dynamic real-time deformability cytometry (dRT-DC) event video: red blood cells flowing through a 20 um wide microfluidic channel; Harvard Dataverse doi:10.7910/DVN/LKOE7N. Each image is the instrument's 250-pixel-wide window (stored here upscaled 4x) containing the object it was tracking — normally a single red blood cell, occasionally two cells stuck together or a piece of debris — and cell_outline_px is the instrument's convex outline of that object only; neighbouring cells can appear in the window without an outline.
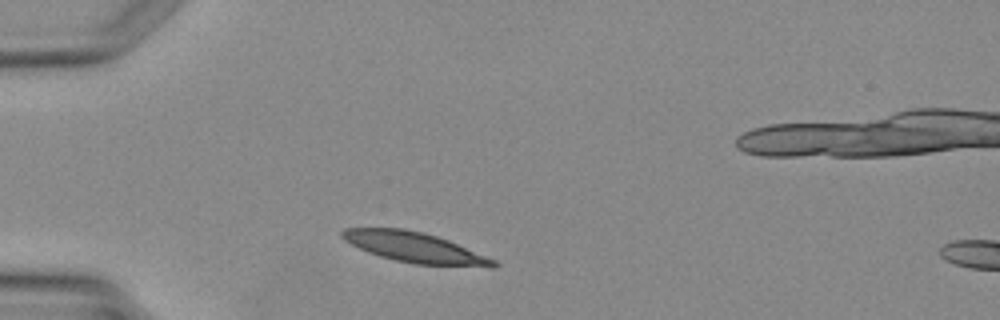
{"species": "Egyptian fruit bat (a non-hibernating species)", "species_latin": "Rousettus aegyptiacus", "temperature_condition": "warm", "stored_images_in_passage": 2, "camera_frame_rate_fps": 3000, "um_per_image_px": 0.085, "animal": {"sex": "female"}, "frame": {"image": 1, "passage_image": 1, "time_ms": 0.0, "image_size_px": [1000, 320], "cell_outline_px": [[500, 264], [492, 268], [416, 264], [396, 260], [380, 256], [368, 252], [344, 240], [340, 236], [340, 232], [344, 228], [404, 228], [424, 232], [448, 240], [496, 260]], "centroid_in_image_um": [35.29, 21.04], "position_along_channel_um": 49.7, "area_um2": 26.76}}